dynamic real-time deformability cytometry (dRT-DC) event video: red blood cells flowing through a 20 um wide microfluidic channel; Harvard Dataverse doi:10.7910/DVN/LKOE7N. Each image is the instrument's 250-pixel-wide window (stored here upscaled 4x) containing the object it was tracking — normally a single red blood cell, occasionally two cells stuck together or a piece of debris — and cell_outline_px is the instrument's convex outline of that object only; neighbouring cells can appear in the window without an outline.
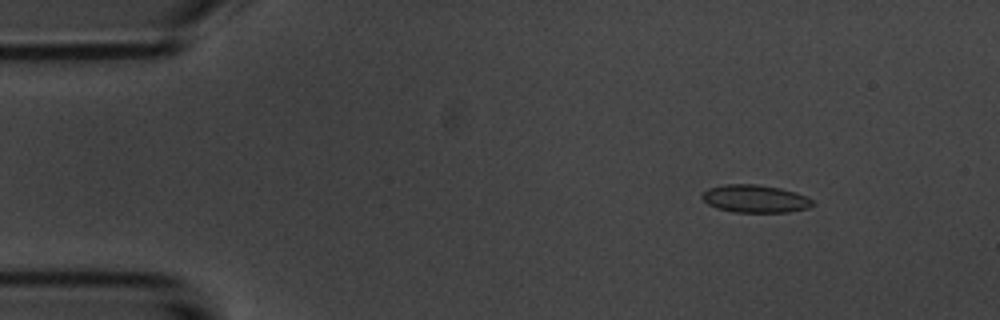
{"species": "common noctule bat (a hibernating species)", "species_latin": "Nyctalus noctula", "temperature_condition": "room temperature", "stored_images_in_passage": 54, "camera_frame_rate_fps": 3000, "um_per_image_px": 0.085, "animal": {"sex": "male", "body_mass_g": 20.1, "forearm_length_mm": 53.5}, "frame": {"image": 1, "passage_image": 7, "time_ms": 2.0, "image_size_px": [1000, 320], "cell_outline_px": [[812, 204], [808, 208], [788, 212], [732, 212], [716, 208], [708, 204], [700, 196], [708, 188], [724, 184], [756, 184], [780, 188], [796, 192], [812, 200]], "centroid_in_image_um": [64.14, 16.89], "position_along_channel_um": 20.9, "area_um2": 17.8}}
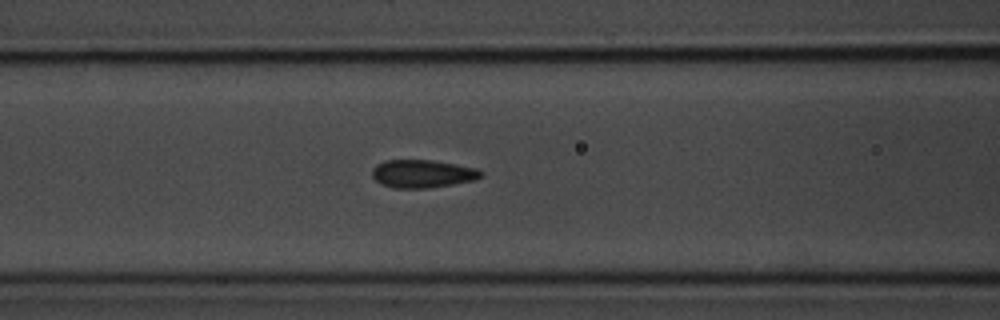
{"frame": {"image": 2, "passage_image": 22, "time_ms": 7.0, "image_size_px": [1000, 320], "cell_outline_px": [[484, 176], [472, 180], [452, 184], [428, 188], [396, 188], [380, 184], [372, 176], [372, 168], [376, 164], [384, 160], [432, 160], [456, 164], [476, 168], [484, 172]], "centroid_in_image_um": [35.9, 14.76], "position_along_channel_um": 130.7, "area_um2": 17.8}}
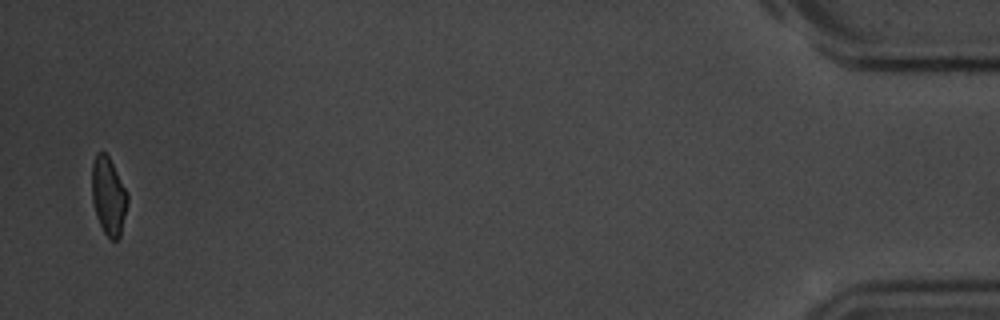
{"frame": {"image": 3, "passage_image": 53, "time_ms": 17.333, "image_size_px": [1000, 320], "cell_outline_px": [[128, 204], [120, 236], [116, 240], [112, 240], [104, 232], [96, 216], [92, 200], [92, 164], [96, 152], [104, 152], [108, 156], [128, 192]], "centroid_in_image_um": [9.23, 16.66], "position_along_channel_um": 426.0, "area_um2": 16.18}, "authors_computed_cell_mechanics": {"area_um2": 17.5134, "velocity_mm_per_s": 3.7247, "shape_relaxation_time_tau1_ms": 2.5299, "shape_relaxation_time_tau2_ms": 0.773, "deformation_change_tau1": 0.1022, "deformation_change_tau2": 0.0682}}